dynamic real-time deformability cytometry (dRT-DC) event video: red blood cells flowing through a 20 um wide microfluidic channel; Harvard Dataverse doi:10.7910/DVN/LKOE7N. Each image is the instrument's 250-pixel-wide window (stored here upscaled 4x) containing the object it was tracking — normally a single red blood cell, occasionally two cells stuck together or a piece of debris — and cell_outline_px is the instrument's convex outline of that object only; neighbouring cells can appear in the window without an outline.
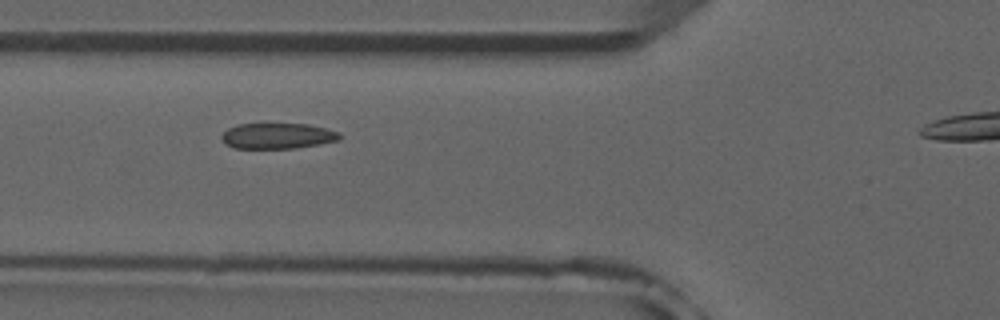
{"species": "common noctule bat (a hibernating species)", "species_latin": "Nyctalus noctula", "temperature_condition": "room temperature", "stored_images_in_passage": 8, "camera_frame_rate_fps": 3000, "um_per_image_px": 0.085, "animal": {"sex": "male", "forearm_length_mm": 52.5}, "frame": {"image": 1, "passage_image": 6, "time_ms": 5.667, "image_size_px": [1000, 320], "cell_outline_px": [[340, 140], [296, 148], [232, 148], [224, 144], [220, 136], [228, 128], [236, 124], [308, 124], [340, 132]], "centroid_in_image_um": [23.55, 11.55], "position_along_channel_um": 102.2, "area_um2": 17.69}}